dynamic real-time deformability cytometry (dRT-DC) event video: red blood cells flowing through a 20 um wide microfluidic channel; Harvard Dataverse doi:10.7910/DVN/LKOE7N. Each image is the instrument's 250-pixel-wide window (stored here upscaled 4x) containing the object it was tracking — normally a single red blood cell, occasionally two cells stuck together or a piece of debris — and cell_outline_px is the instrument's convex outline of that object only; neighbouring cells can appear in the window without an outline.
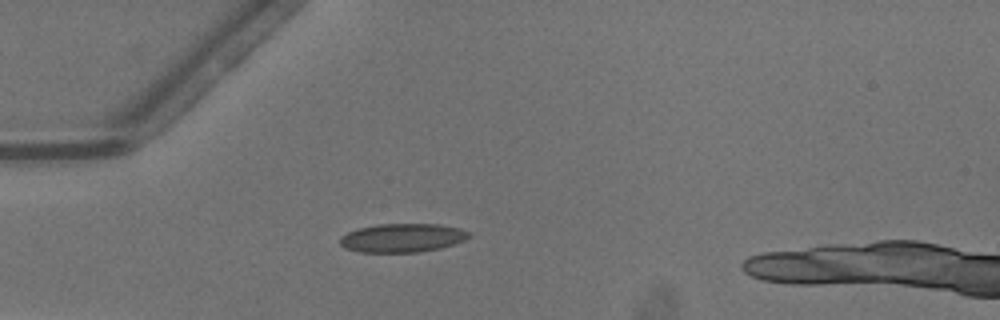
{"species": "common noctule bat (a hibernating species)", "species_latin": "Nyctalus noctula", "temperature_condition": "warm", "stored_images_in_passage": 27, "camera_frame_rate_fps": 3000, "um_per_image_px": 0.085, "animal": {"sex": "male", "body_mass_g": 13.3}, "frame": {"image": 1, "passage_image": 1, "time_ms": 0.0, "image_size_px": [1000, 320], "cell_outline_px": [[472, 236], [456, 244], [440, 248], [420, 252], [360, 252], [344, 248], [340, 244], [340, 236], [348, 232], [360, 228], [376, 224], [440, 224], [460, 228], [472, 232]], "centroid_in_image_um": [34.25, 20.22], "position_along_channel_um": 50.8, "area_um2": 21.79}}
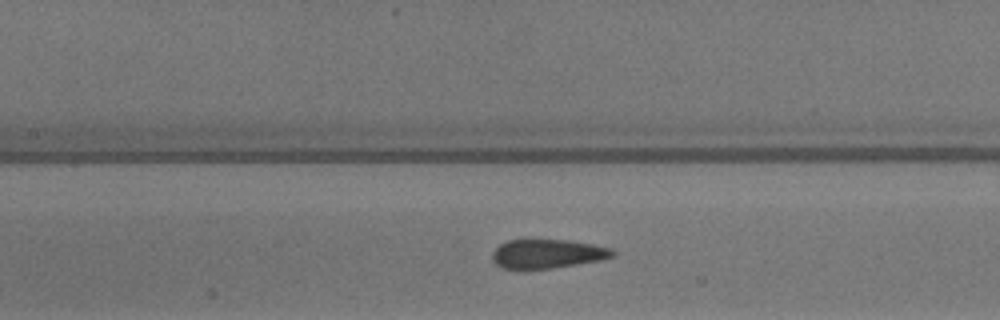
{"frame": {"image": 2, "passage_image": 10, "time_ms": 3.0, "image_size_px": [1000, 320], "cell_outline_px": [[616, 256], [600, 260], [552, 268], [504, 268], [496, 264], [492, 260], [492, 252], [500, 244], [508, 240], [532, 236], [568, 240], [592, 244], [612, 248], [616, 252]], "centroid_in_image_um": [46.52, 21.51], "position_along_channel_um": 160.9, "area_um2": 21.04}}
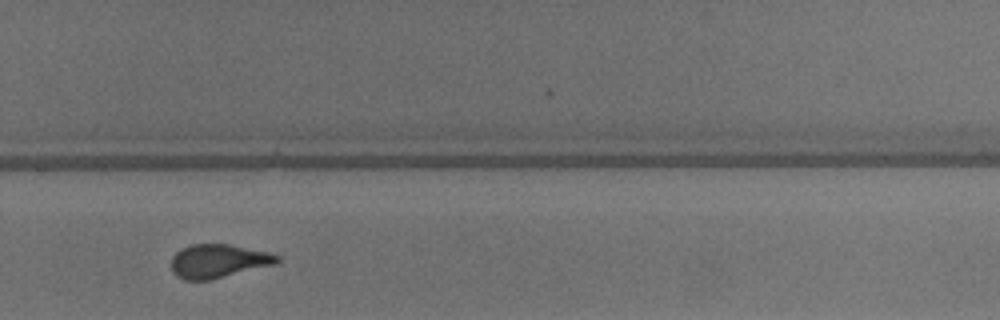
{"frame": {"image": 3, "passage_image": 21, "time_ms": 6.667, "image_size_px": [1000, 320], "cell_outline_px": [[280, 260], [276, 264], [208, 280], [184, 280], [176, 276], [172, 272], [172, 256], [180, 248], [192, 244], [228, 244], [268, 252], [280, 256]], "centroid_in_image_um": [18.53, 22.18], "position_along_channel_um": 311.3, "area_um2": 20.69}, "authors_computed_cell_mechanics": {"area_um2": 21.2126, "velocity_mm_per_s": 4.12, "shape_relaxation_time_tau1_ms": 9.3426, "shape_relaxation_time_tau2_ms": 1.0043, "deformation_change_tau1": 0.2201, "deformation_change_tau2": 0.0795}}